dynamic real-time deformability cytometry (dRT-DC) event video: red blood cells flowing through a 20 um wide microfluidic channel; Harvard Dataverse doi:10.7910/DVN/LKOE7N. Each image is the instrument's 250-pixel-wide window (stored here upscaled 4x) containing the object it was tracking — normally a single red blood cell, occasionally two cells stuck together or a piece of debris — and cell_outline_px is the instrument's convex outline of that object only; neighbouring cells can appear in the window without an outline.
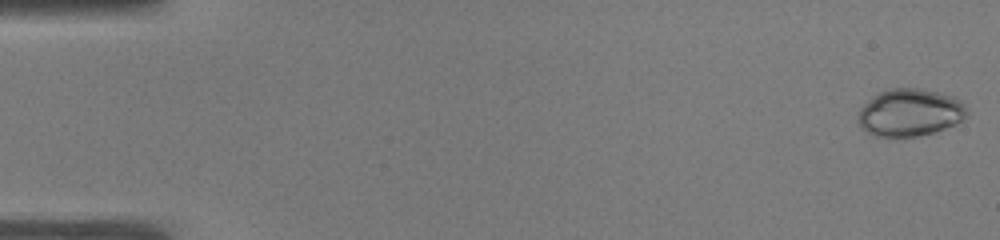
{"species": "common noctule bat (a hibernating species)", "species_latin": "Nyctalus noctula", "temperature_condition": "warm", "stored_images_in_passage": 52, "camera_frame_rate_fps": 3000, "um_per_image_px": 0.085, "animal": {"sex": "male", "body_mass_g": 19.0, "forearm_length_mm": 50.8}, "frame": {"image": 1, "passage_image": 1, "time_ms": 0.0, "image_size_px": [1000, 240], "cell_outline_px": [[964, 116], [956, 124], [936, 132], [916, 136], [888, 140], [872, 136], [856, 120], [860, 108], [872, 96], [880, 92], [892, 88], [920, 88], [952, 96], [960, 100], [964, 104]], "centroid_in_image_um": [77.27, 9.61], "position_along_channel_um": 7.7, "area_um2": 30.4}}
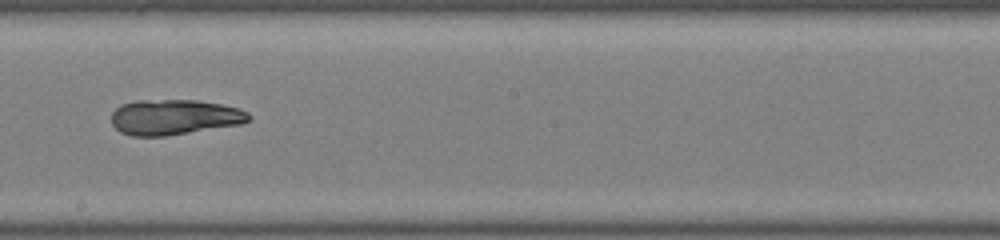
{"frame": {"image": 2, "passage_image": 30, "time_ms": 9.667, "image_size_px": [1000, 240], "cell_outline_px": [[252, 116], [244, 124], [164, 136], [132, 136], [120, 132], [112, 124], [112, 112], [120, 104], [136, 100], [200, 100], [240, 108], [248, 112]], "centroid_in_image_um": [14.83, 9.95], "position_along_channel_um": 233.4, "area_um2": 28.55}}
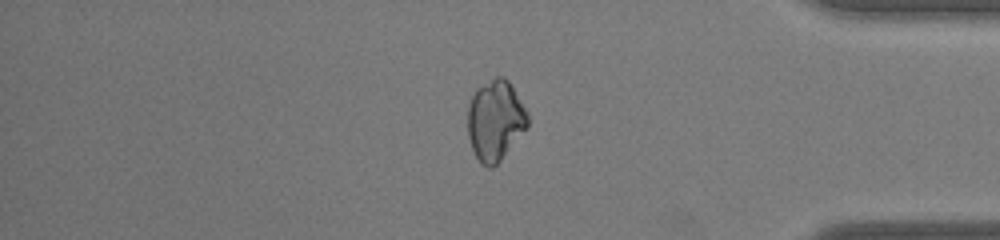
{"frame": {"image": 3, "passage_image": 44, "time_ms": 14.333, "image_size_px": [1000, 240], "cell_outline_px": [[528, 128], [500, 160], [492, 168], [488, 168], [480, 164], [472, 148], [468, 136], [468, 104], [476, 88], [496, 76], [504, 76], [508, 80], [528, 112]], "centroid_in_image_um": [42.1, 10.23], "position_along_channel_um": 393.1, "area_um2": 28.26}, "authors_computed_cell_mechanics": {"area_um2": 28.7266, "velocity_mm_per_s": 3.8974, "shape_relaxation_time_tau1_ms": null, "shape_relaxation_time_tau2_ms": 4.8048, "deformation_change_tau1": null, "deformation_change_tau2": 0.0934}}